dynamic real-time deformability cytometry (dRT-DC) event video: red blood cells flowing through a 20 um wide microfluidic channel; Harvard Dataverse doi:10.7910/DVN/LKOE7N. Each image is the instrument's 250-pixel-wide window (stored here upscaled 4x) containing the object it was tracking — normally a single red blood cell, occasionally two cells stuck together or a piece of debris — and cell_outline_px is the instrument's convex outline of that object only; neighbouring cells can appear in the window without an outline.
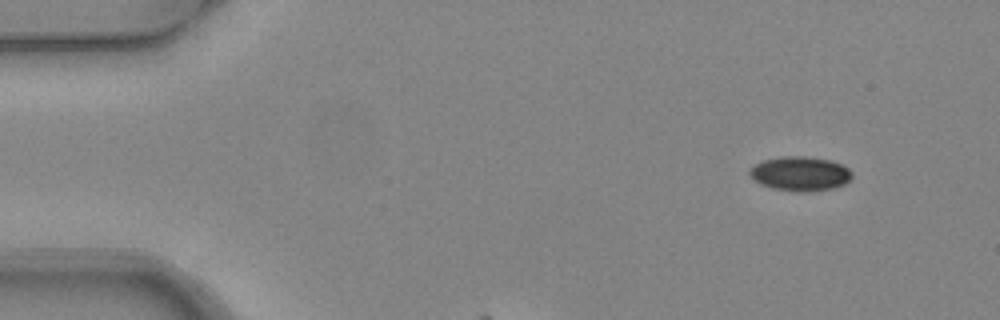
{"species": "common noctule bat (a hibernating species)", "species_latin": "Nyctalus noctula", "temperature_condition": "warm", "stored_images_in_passage": 5, "camera_frame_rate_fps": 3000, "um_per_image_px": 0.085, "animal": {"sex": "female", "body_mass_g": 24.6, "forearm_length_mm": 56.2}, "frame": {"image": 1, "passage_image": 1, "time_ms": 0.0, "image_size_px": [1000, 320], "cell_outline_px": [[852, 176], [844, 184], [832, 188], [804, 192], [800, 192], [772, 188], [760, 184], [752, 180], [748, 172], [756, 164], [764, 160], [784, 156], [804, 156], [832, 160], [848, 168], [852, 172]], "centroid_in_image_um": [68.0, 14.76], "position_along_channel_um": 17.0, "area_um2": 20.4}}
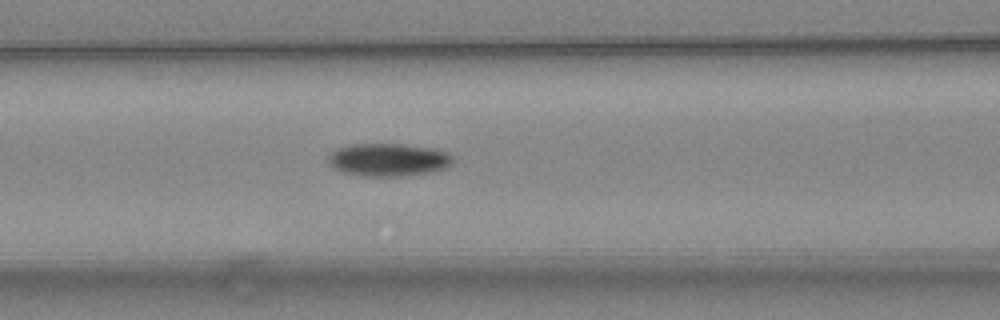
{"frame": {"image": 2, "passage_image": 5, "time_ms": 1.333, "image_size_px": [1000, 320], "cell_outline_px": [[452, 164], [448, 168], [432, 172], [408, 176], [360, 176], [340, 172], [332, 168], [328, 164], [328, 156], [336, 148], [352, 144], [404, 144], [432, 148], [448, 152], [452, 156]], "centroid_in_image_um": [33.0, 13.59], "position_along_channel_um": 133.6, "area_um2": 24.33}}